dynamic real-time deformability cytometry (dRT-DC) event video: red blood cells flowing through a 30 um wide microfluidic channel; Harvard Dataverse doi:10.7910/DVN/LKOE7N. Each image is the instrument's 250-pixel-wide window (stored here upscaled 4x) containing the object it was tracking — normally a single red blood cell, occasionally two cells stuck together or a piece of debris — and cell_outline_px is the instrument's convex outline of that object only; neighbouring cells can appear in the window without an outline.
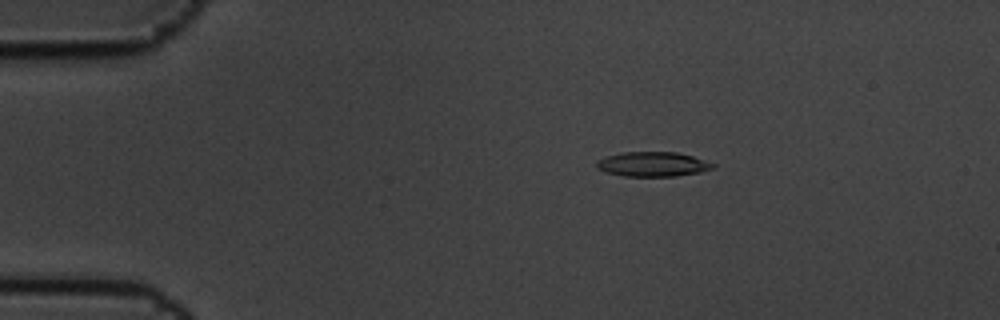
{"species": "common noctule bat (a hibernating species)", "species_latin": "Nyctalus noctula", "temperature_condition": "cold", "stored_images_in_passage": 5, "camera_frame_rate_fps": 3000, "um_per_image_px": 0.085, "animal": {"sex": "male", "body_mass_g": 19.5, "forearm_length_mm": 54.6}, "frame": {"image": 1, "passage_image": 3, "time_ms": 0.667, "image_size_px": [1000, 320], "cell_outline_px": [[716, 168], [700, 172], [676, 176], [624, 176], [604, 172], [596, 168], [596, 160], [608, 156], [624, 152], [676, 152], [692, 156], [716, 164]], "centroid_in_image_um": [55.48, 13.96], "position_along_channel_um": 29.5, "area_um2": 16.76}}